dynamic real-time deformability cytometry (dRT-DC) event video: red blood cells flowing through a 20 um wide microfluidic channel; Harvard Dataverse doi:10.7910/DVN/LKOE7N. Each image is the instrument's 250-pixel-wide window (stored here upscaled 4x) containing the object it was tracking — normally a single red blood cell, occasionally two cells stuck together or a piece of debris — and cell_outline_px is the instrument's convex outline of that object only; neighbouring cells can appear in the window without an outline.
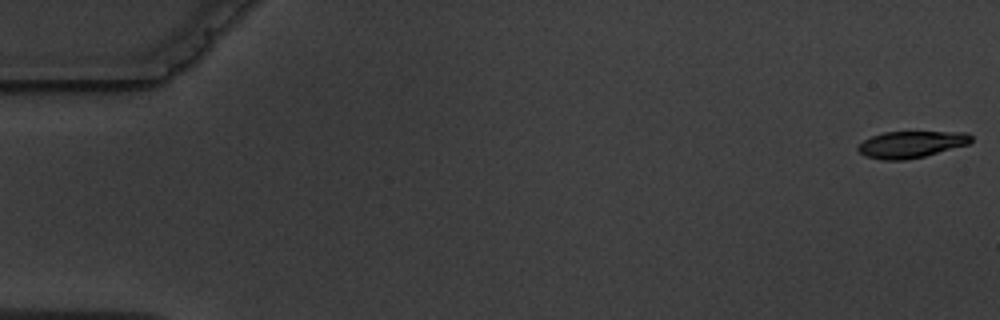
{"species": "common noctule bat (a hibernating species)", "species_latin": "Nyctalus noctula", "temperature_condition": "warm", "stored_images_in_passage": 6, "segment_of_instrument_passage": [1, 2], "camera_frame_rate_fps": 3000, "um_per_image_px": 0.085, "animal": {"sex": "male", "body_mass_g": 19.5, "forearm_length_mm": 54.6}, "frame": {"image": 1, "passage_image": 1, "time_ms": 0.0, "image_size_px": [1000, 320], "cell_outline_px": [[972, 140], [968, 144], [924, 156], [904, 160], [884, 160], [864, 156], [856, 148], [864, 140], [872, 136], [884, 132], [968, 132], [972, 136]], "centroid_in_image_um": [77.44, 12.27], "position_along_channel_um": 7.6, "area_um2": 17.46}}
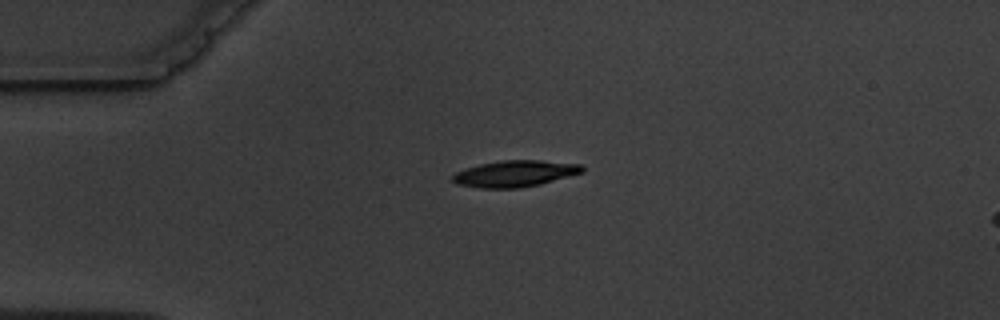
{"frame": {"image": 2, "passage_image": 5, "time_ms": 4.333, "image_size_px": [1000, 320], "cell_outline_px": [[584, 172], [540, 184], [520, 188], [480, 188], [456, 184], [452, 180], [452, 176], [456, 172], [480, 164], [504, 160], [540, 160], [580, 164], [584, 168]], "centroid_in_image_um": [43.78, 14.76], "position_along_channel_um": 41.2, "area_um2": 19.83}}